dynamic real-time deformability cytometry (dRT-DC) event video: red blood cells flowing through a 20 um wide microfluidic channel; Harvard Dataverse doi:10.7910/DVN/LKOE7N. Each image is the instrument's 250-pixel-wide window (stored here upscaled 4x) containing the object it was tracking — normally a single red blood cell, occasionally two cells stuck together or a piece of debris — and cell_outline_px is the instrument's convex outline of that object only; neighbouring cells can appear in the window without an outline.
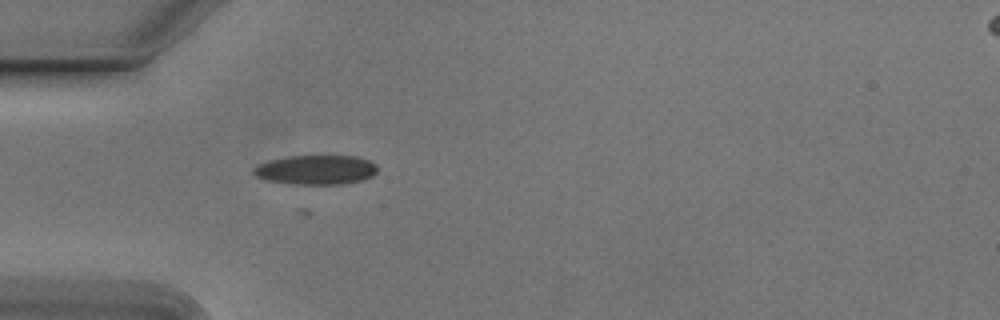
{"species": "Egyptian fruit bat (a non-hibernating species)", "species_latin": "Rousettus aegyptiacus", "temperature_condition": "cold", "stored_images_in_passage": 54, "camera_frame_rate_fps": 3000, "um_per_image_px": 0.085, "animal": {"sex": "male"}, "frame": {"image": 1, "passage_image": 16, "time_ms": 5.0, "image_size_px": [1000, 320], "cell_outline_px": [[376, 172], [372, 176], [364, 180], [340, 184], [292, 184], [268, 180], [256, 176], [252, 172], [252, 168], [268, 160], [288, 156], [356, 156], [368, 160], [376, 164]], "centroid_in_image_um": [26.85, 14.43], "position_along_channel_um": 58.1, "area_um2": 21.21}}
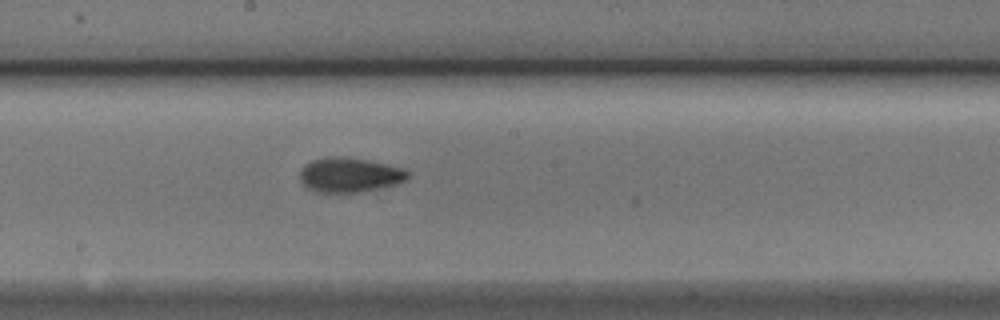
{"frame": {"image": 2, "passage_image": 29, "time_ms": 9.333, "image_size_px": [1000, 320], "cell_outline_px": [[408, 176], [404, 180], [396, 184], [380, 188], [356, 192], [316, 192], [308, 188], [304, 184], [300, 176], [300, 168], [304, 164], [312, 160], [328, 156], [340, 156], [364, 160], [404, 168], [408, 172]], "centroid_in_image_um": [29.67, 14.86], "position_along_channel_um": 218.5, "area_um2": 21.5}}
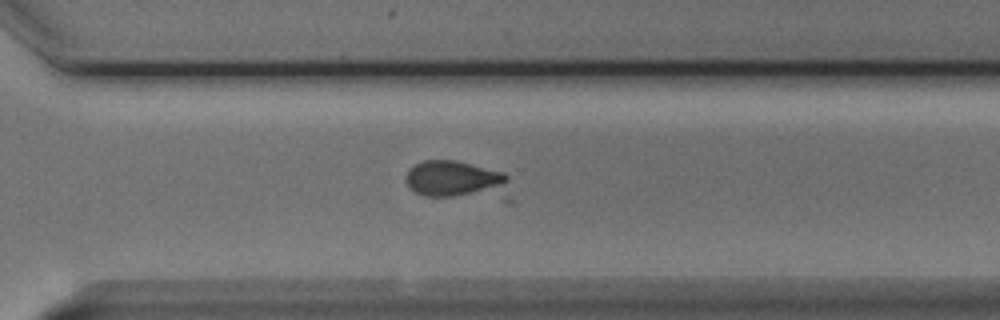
{"frame": {"image": 3, "passage_image": 38, "time_ms": 12.333, "image_size_px": [1000, 320], "cell_outline_px": [[508, 180], [496, 184], [468, 192], [452, 196], [424, 196], [408, 188], [404, 180], [404, 176], [408, 168], [424, 160], [452, 160], [504, 172], [508, 176]], "centroid_in_image_um": [38.25, 15.12], "position_along_channel_um": 332.4, "area_um2": 19.71}}